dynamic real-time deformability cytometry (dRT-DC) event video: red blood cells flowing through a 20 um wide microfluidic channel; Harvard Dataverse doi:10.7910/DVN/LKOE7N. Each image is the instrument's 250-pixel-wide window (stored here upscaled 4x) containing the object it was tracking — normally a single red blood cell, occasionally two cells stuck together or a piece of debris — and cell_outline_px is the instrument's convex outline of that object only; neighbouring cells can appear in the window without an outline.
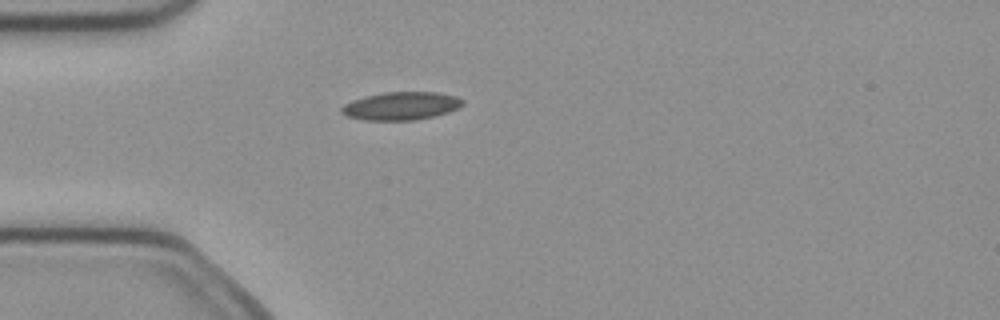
{"species": "common noctule bat (a hibernating species)", "species_latin": "Nyctalus noctula", "temperature_condition": "cold", "stored_images_in_passage": 1, "camera_frame_rate_fps": 3000, "um_per_image_px": 0.085, "animal": {"sex": "female", "body_mass_g": 21.9}, "frame": {"image": 1, "passage_image": 1, "time_ms": 0.0, "image_size_px": [1000, 320], "cell_outline_px": [[464, 104], [460, 108], [436, 116], [416, 120], [364, 120], [348, 116], [340, 112], [340, 108], [344, 104], [352, 100], [364, 96], [384, 92], [440, 92], [456, 96], [464, 100]], "centroid_in_image_um": [34.12, 9.0], "position_along_channel_um": 50.9, "area_um2": 20.06}}